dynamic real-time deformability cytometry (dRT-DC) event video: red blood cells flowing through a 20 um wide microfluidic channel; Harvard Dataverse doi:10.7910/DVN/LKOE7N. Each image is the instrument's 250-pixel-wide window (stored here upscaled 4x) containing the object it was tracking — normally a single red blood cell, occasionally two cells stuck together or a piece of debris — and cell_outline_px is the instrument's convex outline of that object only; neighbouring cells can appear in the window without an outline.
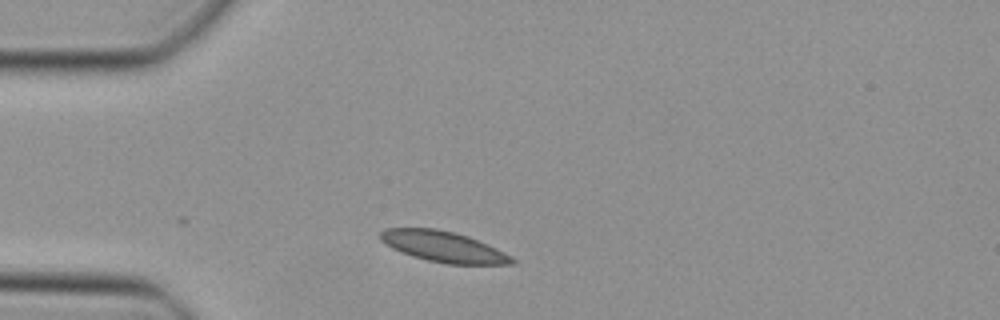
{"species": "Egyptian fruit bat (a non-hibernating species)", "species_latin": "Rousettus aegyptiacus", "temperature_condition": "cold", "stored_images_in_passage": 8, "camera_frame_rate_fps": 3000, "um_per_image_px": 0.085, "animal": {"sex": "female"}, "frame": {"image": 1, "passage_image": 3, "time_ms": 0.667, "image_size_px": [1000, 320], "cell_outline_px": [[516, 264], [448, 264], [428, 260], [412, 256], [392, 248], [380, 240], [380, 232], [384, 228], [436, 228], [468, 236], [496, 248], [512, 256], [516, 260]], "centroid_in_image_um": [37.69, 20.96], "position_along_channel_um": 47.3, "area_um2": 23.47}}
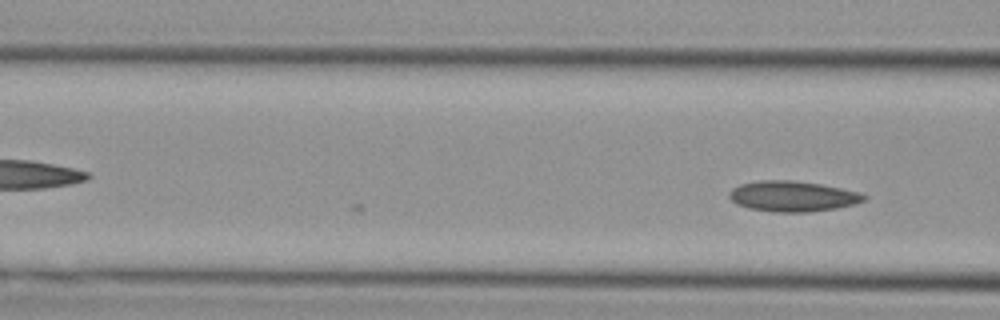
{"frame": {"image": 2, "passage_image": 8, "time_ms": 2.333, "image_size_px": [1000, 320], "cell_outline_px": [[868, 196], [864, 200], [856, 204], [836, 208], [808, 212], [772, 212], [748, 208], [736, 204], [728, 196], [728, 192], [732, 188], [740, 184], [760, 180], [792, 180], [820, 184], [860, 192]], "centroid_in_image_um": [67.35, 16.68], "position_along_channel_um": 99.2, "area_um2": 24.1}}